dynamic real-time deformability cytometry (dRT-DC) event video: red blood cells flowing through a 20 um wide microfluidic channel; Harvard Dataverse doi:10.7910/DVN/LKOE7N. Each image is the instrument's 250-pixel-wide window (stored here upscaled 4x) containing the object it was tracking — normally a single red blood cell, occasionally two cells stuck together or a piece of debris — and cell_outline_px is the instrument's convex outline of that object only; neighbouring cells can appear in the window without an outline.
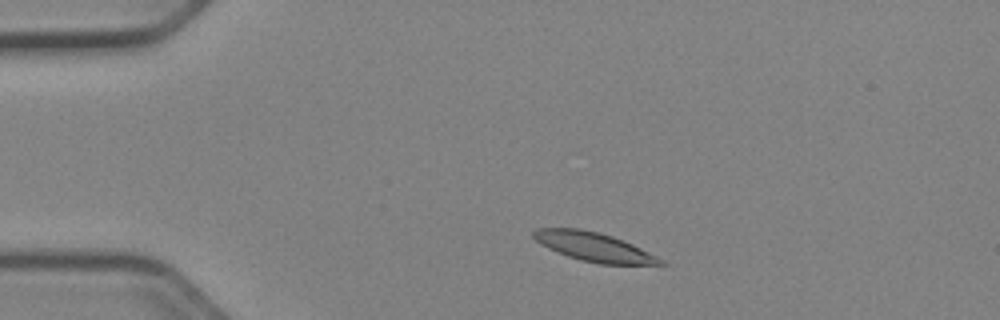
{"species": "Egyptian fruit bat (a non-hibernating species)", "species_latin": "Rousettus aegyptiacus", "temperature_condition": "cold", "stored_images_in_passage": 42, "camera_frame_rate_fps": 3000, "um_per_image_px": 0.085, "animal": {"sex": "female"}, "frame": {"image": 1, "passage_image": 1, "time_ms": 0.0, "image_size_px": [1000, 320], "cell_outline_px": [[668, 264], [600, 264], [580, 260], [568, 256], [548, 248], [540, 244], [532, 236], [532, 232], [536, 228], [580, 228], [600, 232], [612, 236], [632, 244], [664, 260]], "centroid_in_image_um": [50.45, 20.97], "position_along_channel_um": 34.6, "area_um2": 21.27}}
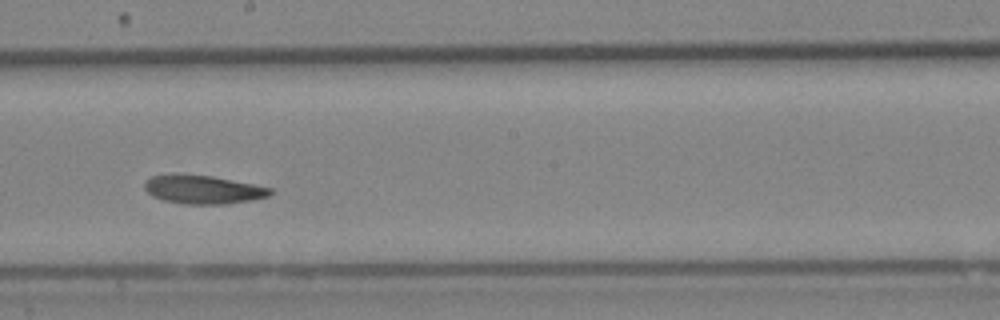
{"frame": {"image": 2, "passage_image": 20, "time_ms": 6.333, "image_size_px": [1000, 320], "cell_outline_px": [[272, 192], [268, 196], [252, 200], [224, 204], [184, 204], [164, 200], [152, 196], [144, 188], [144, 184], [152, 176], [172, 172], [212, 176], [272, 188]], "centroid_in_image_um": [17.21, 16.09], "position_along_channel_um": 231.0, "area_um2": 21.04}}
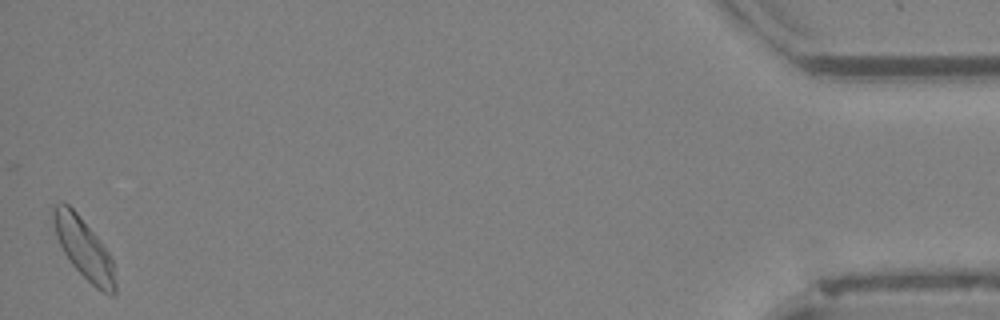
{"frame": {"image": 3, "passage_image": 42, "time_ms": 13.667, "image_size_px": [1000, 320], "cell_outline_px": [[116, 292], [112, 296], [96, 288], [68, 260], [56, 236], [52, 216], [52, 212], [56, 204], [68, 204], [76, 212], [96, 236], [108, 252], [112, 260], [116, 284]], "centroid_in_image_um": [7.14, 21.15], "position_along_channel_um": 428.1, "area_um2": 21.21}, "authors_computed_cell_mechanics": {"area_um2": 21.1837, "velocity_mm_per_s": 3.88, "shape_relaxation_time_tau1_ms": 6.2562, "shape_relaxation_time_tau2_ms": 6.3127, "deformation_change_tau1": 0.1115, "deformation_change_tau2": 0.1364}}